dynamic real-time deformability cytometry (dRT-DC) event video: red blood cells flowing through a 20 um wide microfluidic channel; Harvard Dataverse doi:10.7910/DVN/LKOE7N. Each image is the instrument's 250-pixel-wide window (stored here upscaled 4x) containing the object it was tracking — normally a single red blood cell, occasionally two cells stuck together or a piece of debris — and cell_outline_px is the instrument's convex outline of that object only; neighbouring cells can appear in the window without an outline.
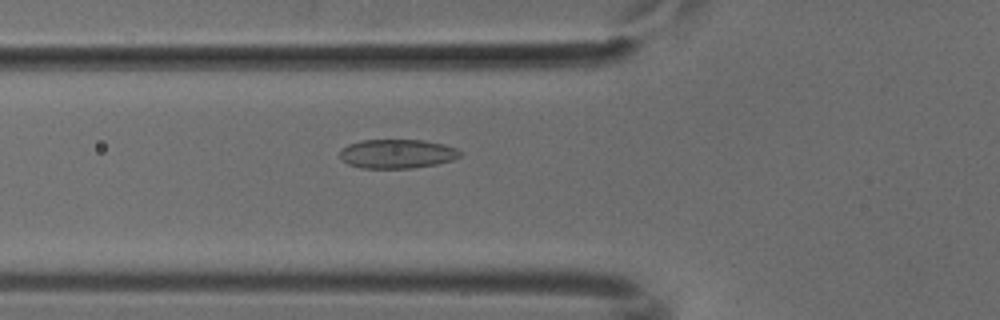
{"species": "common noctule bat (a hibernating species)", "species_latin": "Nyctalus noctula", "temperature_condition": "cold", "stored_images_in_passage": 52, "camera_frame_rate_fps": 3000, "um_per_image_px": 0.085, "animal": {"sex": "male", "body_mass_g": 18.8}, "frame": {"image": 1, "passage_image": 19, "time_ms": 6.0, "image_size_px": [1000, 320], "cell_outline_px": [[460, 156], [452, 160], [436, 164], [412, 168], [360, 168], [348, 164], [340, 156], [340, 148], [348, 144], [360, 140], [424, 140], [444, 144], [456, 148], [460, 152]], "centroid_in_image_um": [33.73, 13.07], "position_along_channel_um": 92.1, "area_um2": 20.4}}
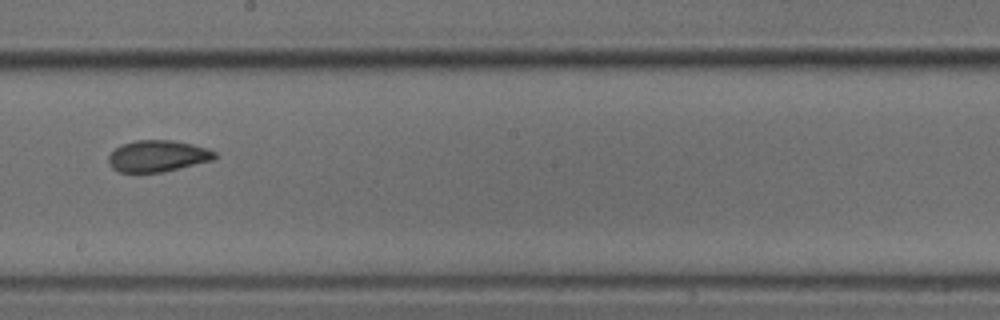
{"frame": {"image": 2, "passage_image": 30, "time_ms": 9.667, "image_size_px": [1000, 320], "cell_outline_px": [[216, 160], [164, 172], [120, 172], [112, 168], [108, 160], [108, 156], [116, 148], [124, 144], [136, 140], [172, 140], [192, 144], [208, 148], [216, 152]], "centroid_in_image_um": [13.46, 13.27], "position_along_channel_um": 234.7, "area_um2": 19.59}}
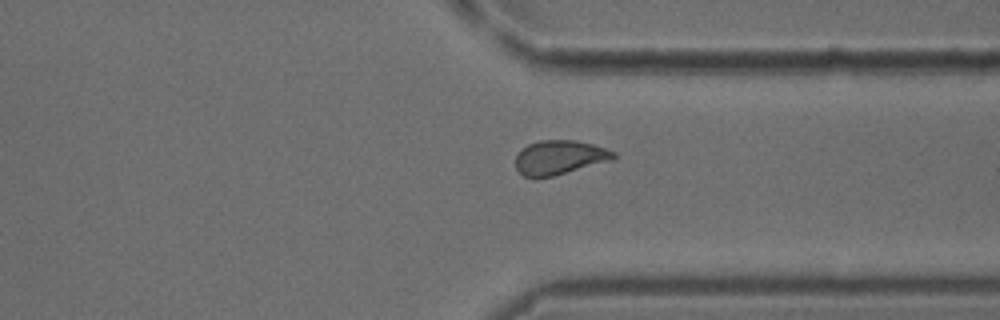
{"frame": {"image": 3, "passage_image": 40, "time_ms": 13.0, "image_size_px": [1000, 320], "cell_outline_px": [[616, 156], [612, 160], [552, 176], [536, 180], [524, 176], [516, 168], [516, 156], [520, 148], [528, 144], [540, 140], [576, 140], [592, 144], [616, 152]], "centroid_in_image_um": [47.51, 13.39], "position_along_channel_um": 363.9, "area_um2": 19.71}}